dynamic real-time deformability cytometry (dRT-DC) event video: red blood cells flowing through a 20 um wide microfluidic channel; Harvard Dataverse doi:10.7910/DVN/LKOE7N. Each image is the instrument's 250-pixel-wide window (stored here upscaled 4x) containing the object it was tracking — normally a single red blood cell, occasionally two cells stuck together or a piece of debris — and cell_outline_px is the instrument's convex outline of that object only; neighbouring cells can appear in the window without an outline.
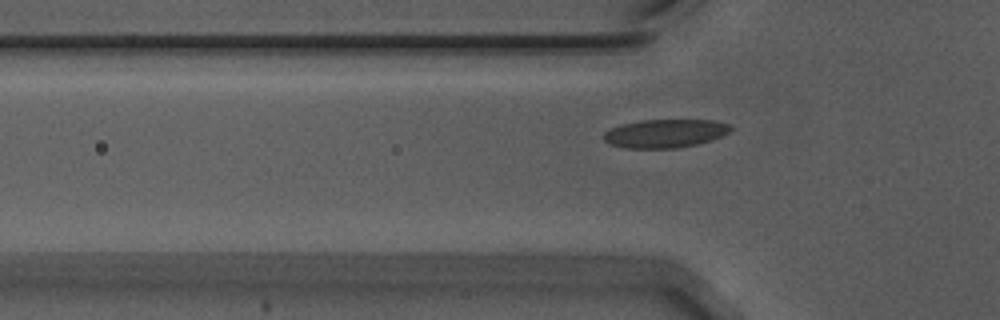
{"species": "Egyptian fruit bat (a non-hibernating species)", "species_latin": "Rousettus aegyptiacus", "temperature_condition": "warm", "stored_images_in_passage": 32, "camera_frame_rate_fps": 3000, "um_per_image_px": 0.085, "animal": {"sex": "male"}, "frame": {"image": 1, "passage_image": 4, "time_ms": 1.0, "image_size_px": [1000, 320], "cell_outline_px": [[732, 128], [728, 132], [712, 140], [696, 144], [676, 148], [624, 148], [608, 144], [604, 140], [604, 132], [612, 128], [624, 124], [644, 120], [716, 120], [728, 124]], "centroid_in_image_um": [56.53, 11.35], "position_along_channel_um": 69.3, "area_um2": 20.87}}
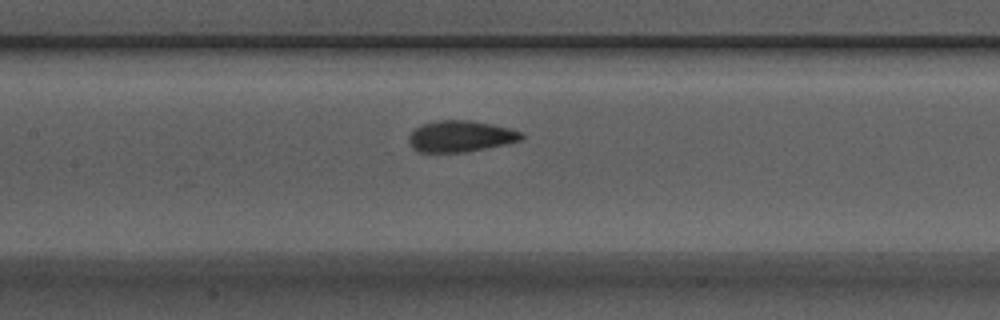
{"frame": {"image": 2, "passage_image": 12, "time_ms": 3.667, "image_size_px": [1000, 320], "cell_outline_px": [[524, 140], [464, 152], [416, 152], [408, 144], [408, 136], [412, 128], [420, 124], [436, 120], [472, 120], [492, 124], [524, 132]], "centroid_in_image_um": [39.09, 11.57], "position_along_channel_um": 168.3, "area_um2": 20.92}}
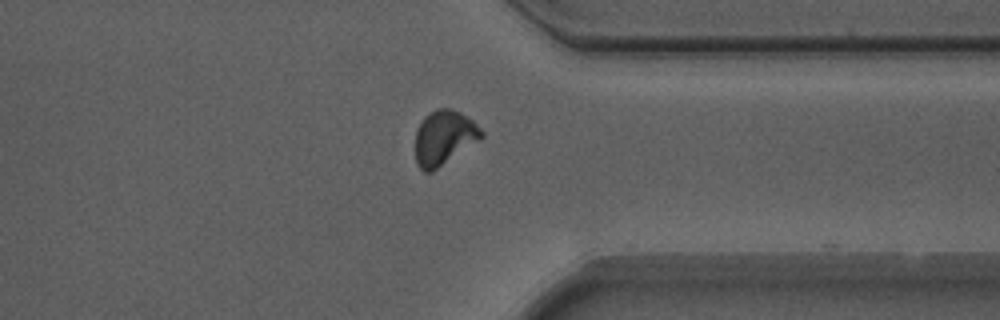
{"frame": {"image": 3, "passage_image": 29, "time_ms": 9.333, "image_size_px": [1000, 320], "cell_outline_px": [[484, 136], [480, 140], [432, 172], [424, 172], [416, 164], [416, 128], [420, 120], [424, 116], [436, 108], [452, 108], [460, 112], [472, 120], [484, 132]], "centroid_in_image_um": [37.73, 11.69], "position_along_channel_um": 373.7, "area_um2": 21.21}}